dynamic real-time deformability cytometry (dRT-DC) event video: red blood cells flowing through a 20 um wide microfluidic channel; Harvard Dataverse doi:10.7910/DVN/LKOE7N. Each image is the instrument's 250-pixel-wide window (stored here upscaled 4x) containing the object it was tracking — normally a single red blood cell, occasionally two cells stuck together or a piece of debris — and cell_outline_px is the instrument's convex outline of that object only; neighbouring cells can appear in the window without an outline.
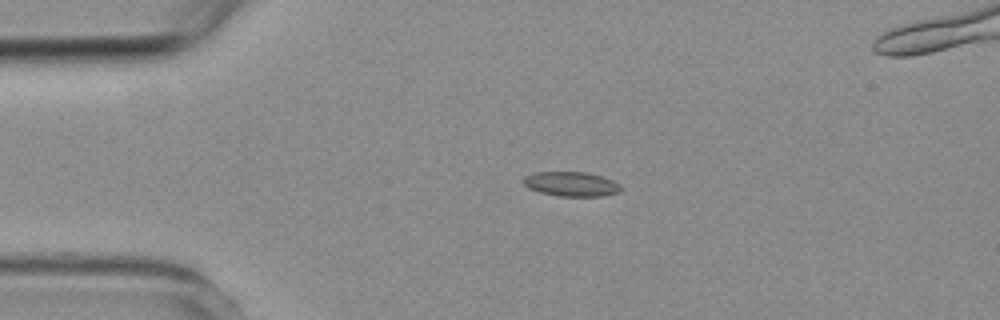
{"species": "common noctule bat (a hibernating species)", "species_latin": "Nyctalus noctula", "temperature_condition": "room temperature", "stored_images_in_passage": 4, "camera_frame_rate_fps": 3000, "um_per_image_px": 0.085, "animal": {"sex": "female", "body_mass_g": 19.3, "forearm_length_mm": 54.1}, "frame": {"image": 1, "passage_image": 2, "time_ms": 1.333, "image_size_px": [1000, 320], "cell_outline_px": [[624, 188], [620, 192], [600, 196], [560, 196], [540, 192], [528, 188], [520, 180], [524, 176], [536, 172], [588, 172], [612, 180], [620, 184]], "centroid_in_image_um": [48.55, 15.64], "position_along_channel_um": 36.4, "area_um2": 14.05}}